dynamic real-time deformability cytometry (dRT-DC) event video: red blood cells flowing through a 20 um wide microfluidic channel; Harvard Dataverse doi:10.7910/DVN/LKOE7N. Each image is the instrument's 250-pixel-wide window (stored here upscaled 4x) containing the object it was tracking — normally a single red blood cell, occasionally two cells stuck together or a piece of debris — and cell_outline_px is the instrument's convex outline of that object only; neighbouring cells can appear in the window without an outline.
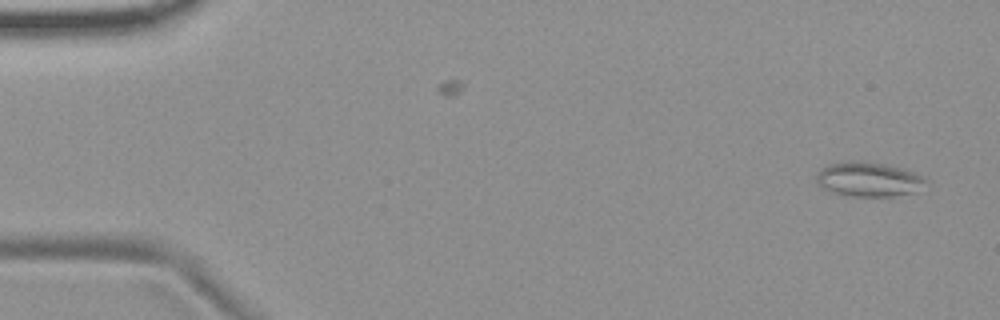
{"species": "common noctule bat (a hibernating species)", "species_latin": "Nyctalus noctula", "temperature_condition": "room temperature", "stored_images_in_passage": 54, "camera_frame_rate_fps": 3000, "um_per_image_px": 0.085, "animal": {"sex": "female", "body_mass_g": 19.9}, "frame": {"image": 1, "passage_image": 2, "time_ms": 0.333, "image_size_px": [1000, 320], "cell_outline_px": [[928, 180], [912, 192], [892, 196], [852, 196], [836, 192], [824, 188], [816, 184], [816, 172], [820, 168], [828, 164], [844, 160], [856, 160], [884, 164], [900, 168], [912, 172]], "centroid_in_image_um": [73.72, 15.21], "position_along_channel_um": 11.3, "area_um2": 21.68}}
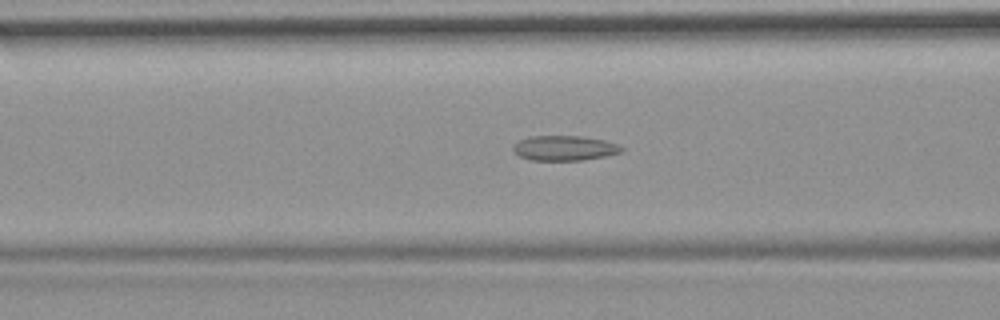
{"frame": {"image": 2, "passage_image": 21, "time_ms": 6.667, "image_size_px": [1000, 320], "cell_outline_px": [[624, 148], [620, 152], [604, 156], [584, 160], [532, 160], [520, 156], [512, 152], [512, 148], [520, 140], [528, 136], [580, 136], [604, 140], [616, 144]], "centroid_in_image_um": [47.94, 12.59], "position_along_channel_um": 118.7, "area_um2": 15.61}}
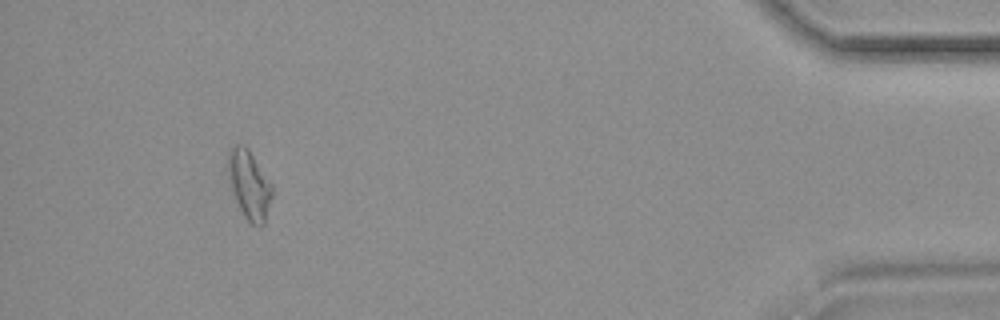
{"frame": {"image": 3, "passage_image": 50, "time_ms": 16.333, "image_size_px": [1000, 320], "cell_outline_px": [[272, 196], [264, 224], [260, 228], [252, 224], [244, 216], [236, 200], [232, 188], [228, 172], [228, 152], [236, 144], [244, 144], [248, 148], [272, 184]], "centroid_in_image_um": [21.2, 15.7], "position_along_channel_um": 414.0, "area_um2": 17.4}, "authors_computed_cell_mechanics": {"area_um2": 16.1551, "velocity_mm_per_s": 3.7038, "shape_relaxation_time_tau1_ms": null, "shape_relaxation_time_tau2_ms": 2.8456, "deformation_change_tau1": null, "deformation_change_tau2": 0.0948}}